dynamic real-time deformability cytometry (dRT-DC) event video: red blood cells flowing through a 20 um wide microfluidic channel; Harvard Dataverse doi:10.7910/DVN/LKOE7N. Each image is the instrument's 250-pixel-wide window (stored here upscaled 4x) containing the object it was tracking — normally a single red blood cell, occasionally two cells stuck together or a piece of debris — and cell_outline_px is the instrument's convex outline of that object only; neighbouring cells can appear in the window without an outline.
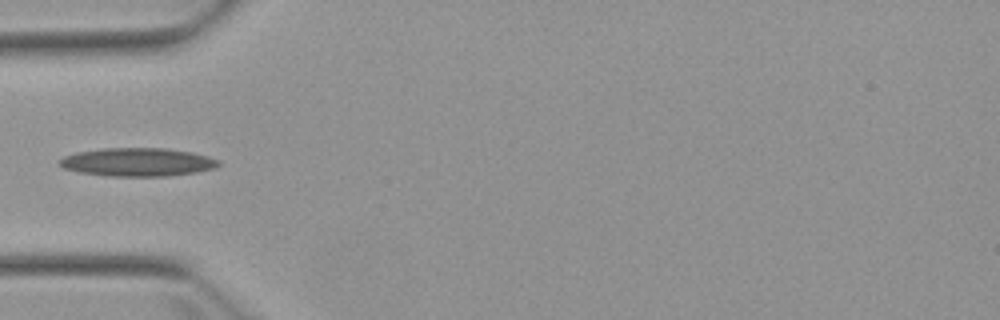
{"species": "Egyptian fruit bat (a non-hibernating species)", "species_latin": "Rousettus aegyptiacus", "temperature_condition": "warm", "stored_images_in_passage": 3, "camera_frame_rate_fps": 3000, "um_per_image_px": 0.085, "animal": {"sex": "female"}, "frame": {"image": 1, "passage_image": 3, "time_ms": 2.333, "image_size_px": [1000, 320], "cell_outline_px": [[220, 164], [216, 168], [196, 172], [168, 176], [108, 176], [80, 172], [64, 168], [56, 160], [64, 156], [76, 152], [104, 148], [168, 148], [192, 152], [208, 156], [220, 160]], "centroid_in_image_um": [11.71, 13.77], "position_along_channel_um": 73.3, "area_um2": 26.41}}